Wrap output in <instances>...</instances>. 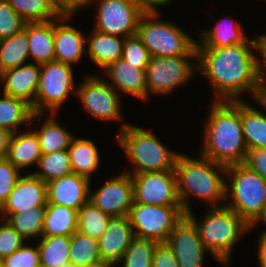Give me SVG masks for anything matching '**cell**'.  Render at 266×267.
Wrapping results in <instances>:
<instances>
[{
    "label": "cell",
    "mask_w": 266,
    "mask_h": 267,
    "mask_svg": "<svg viewBox=\"0 0 266 267\" xmlns=\"http://www.w3.org/2000/svg\"><path fill=\"white\" fill-rule=\"evenodd\" d=\"M254 99L258 102L259 105L263 106V109L266 112V84L260 83Z\"/></svg>",
    "instance_id": "obj_51"
},
{
    "label": "cell",
    "mask_w": 266,
    "mask_h": 267,
    "mask_svg": "<svg viewBox=\"0 0 266 267\" xmlns=\"http://www.w3.org/2000/svg\"><path fill=\"white\" fill-rule=\"evenodd\" d=\"M46 206L21 211L17 214H2L1 218L8 223L26 240L42 237Z\"/></svg>",
    "instance_id": "obj_34"
},
{
    "label": "cell",
    "mask_w": 266,
    "mask_h": 267,
    "mask_svg": "<svg viewBox=\"0 0 266 267\" xmlns=\"http://www.w3.org/2000/svg\"><path fill=\"white\" fill-rule=\"evenodd\" d=\"M2 260L4 267H41L38 246L23 245Z\"/></svg>",
    "instance_id": "obj_41"
},
{
    "label": "cell",
    "mask_w": 266,
    "mask_h": 267,
    "mask_svg": "<svg viewBox=\"0 0 266 267\" xmlns=\"http://www.w3.org/2000/svg\"><path fill=\"white\" fill-rule=\"evenodd\" d=\"M11 133L3 128H0V160L5 159L8 151V143Z\"/></svg>",
    "instance_id": "obj_49"
},
{
    "label": "cell",
    "mask_w": 266,
    "mask_h": 267,
    "mask_svg": "<svg viewBox=\"0 0 266 267\" xmlns=\"http://www.w3.org/2000/svg\"><path fill=\"white\" fill-rule=\"evenodd\" d=\"M179 267H203L205 248L194 222L185 214L166 241Z\"/></svg>",
    "instance_id": "obj_15"
},
{
    "label": "cell",
    "mask_w": 266,
    "mask_h": 267,
    "mask_svg": "<svg viewBox=\"0 0 266 267\" xmlns=\"http://www.w3.org/2000/svg\"><path fill=\"white\" fill-rule=\"evenodd\" d=\"M89 201L110 217L128 215L134 202L131 174L112 177L94 193L90 188Z\"/></svg>",
    "instance_id": "obj_14"
},
{
    "label": "cell",
    "mask_w": 266,
    "mask_h": 267,
    "mask_svg": "<svg viewBox=\"0 0 266 267\" xmlns=\"http://www.w3.org/2000/svg\"><path fill=\"white\" fill-rule=\"evenodd\" d=\"M69 261L74 267L103 265L98 240L79 231L70 236Z\"/></svg>",
    "instance_id": "obj_30"
},
{
    "label": "cell",
    "mask_w": 266,
    "mask_h": 267,
    "mask_svg": "<svg viewBox=\"0 0 266 267\" xmlns=\"http://www.w3.org/2000/svg\"><path fill=\"white\" fill-rule=\"evenodd\" d=\"M77 217L75 209L47 204L42 236H71L78 229Z\"/></svg>",
    "instance_id": "obj_28"
},
{
    "label": "cell",
    "mask_w": 266,
    "mask_h": 267,
    "mask_svg": "<svg viewBox=\"0 0 266 267\" xmlns=\"http://www.w3.org/2000/svg\"><path fill=\"white\" fill-rule=\"evenodd\" d=\"M101 265H93V266H84V267H99Z\"/></svg>",
    "instance_id": "obj_56"
},
{
    "label": "cell",
    "mask_w": 266,
    "mask_h": 267,
    "mask_svg": "<svg viewBox=\"0 0 266 267\" xmlns=\"http://www.w3.org/2000/svg\"><path fill=\"white\" fill-rule=\"evenodd\" d=\"M158 244L154 240L134 236L118 264L123 262L122 267H152L153 254Z\"/></svg>",
    "instance_id": "obj_38"
},
{
    "label": "cell",
    "mask_w": 266,
    "mask_h": 267,
    "mask_svg": "<svg viewBox=\"0 0 266 267\" xmlns=\"http://www.w3.org/2000/svg\"><path fill=\"white\" fill-rule=\"evenodd\" d=\"M152 267H179L174 253L166 243H159L156 246Z\"/></svg>",
    "instance_id": "obj_45"
},
{
    "label": "cell",
    "mask_w": 266,
    "mask_h": 267,
    "mask_svg": "<svg viewBox=\"0 0 266 267\" xmlns=\"http://www.w3.org/2000/svg\"><path fill=\"white\" fill-rule=\"evenodd\" d=\"M90 181L72 172L46 183L47 204L67 206L78 211L89 201Z\"/></svg>",
    "instance_id": "obj_19"
},
{
    "label": "cell",
    "mask_w": 266,
    "mask_h": 267,
    "mask_svg": "<svg viewBox=\"0 0 266 267\" xmlns=\"http://www.w3.org/2000/svg\"><path fill=\"white\" fill-rule=\"evenodd\" d=\"M41 65L21 64L0 73V82L4 83L3 93L28 103L35 113V97L39 87Z\"/></svg>",
    "instance_id": "obj_17"
},
{
    "label": "cell",
    "mask_w": 266,
    "mask_h": 267,
    "mask_svg": "<svg viewBox=\"0 0 266 267\" xmlns=\"http://www.w3.org/2000/svg\"><path fill=\"white\" fill-rule=\"evenodd\" d=\"M240 115L247 150L266 148V113L240 100Z\"/></svg>",
    "instance_id": "obj_27"
},
{
    "label": "cell",
    "mask_w": 266,
    "mask_h": 267,
    "mask_svg": "<svg viewBox=\"0 0 266 267\" xmlns=\"http://www.w3.org/2000/svg\"><path fill=\"white\" fill-rule=\"evenodd\" d=\"M159 12L143 13L137 35L151 57L197 55L194 38L169 21L157 20Z\"/></svg>",
    "instance_id": "obj_7"
},
{
    "label": "cell",
    "mask_w": 266,
    "mask_h": 267,
    "mask_svg": "<svg viewBox=\"0 0 266 267\" xmlns=\"http://www.w3.org/2000/svg\"><path fill=\"white\" fill-rule=\"evenodd\" d=\"M90 39H86L88 45V54L95 64L103 70L111 63L122 58L125 38L105 34L95 29L90 35Z\"/></svg>",
    "instance_id": "obj_24"
},
{
    "label": "cell",
    "mask_w": 266,
    "mask_h": 267,
    "mask_svg": "<svg viewBox=\"0 0 266 267\" xmlns=\"http://www.w3.org/2000/svg\"><path fill=\"white\" fill-rule=\"evenodd\" d=\"M94 0H52L55 10L62 17H71L82 7L93 3Z\"/></svg>",
    "instance_id": "obj_46"
},
{
    "label": "cell",
    "mask_w": 266,
    "mask_h": 267,
    "mask_svg": "<svg viewBox=\"0 0 266 267\" xmlns=\"http://www.w3.org/2000/svg\"><path fill=\"white\" fill-rule=\"evenodd\" d=\"M59 267H74L71 263H66V264H63Z\"/></svg>",
    "instance_id": "obj_54"
},
{
    "label": "cell",
    "mask_w": 266,
    "mask_h": 267,
    "mask_svg": "<svg viewBox=\"0 0 266 267\" xmlns=\"http://www.w3.org/2000/svg\"><path fill=\"white\" fill-rule=\"evenodd\" d=\"M134 237L128 215L111 217L107 229L98 239L101 260L104 264H118Z\"/></svg>",
    "instance_id": "obj_18"
},
{
    "label": "cell",
    "mask_w": 266,
    "mask_h": 267,
    "mask_svg": "<svg viewBox=\"0 0 266 267\" xmlns=\"http://www.w3.org/2000/svg\"><path fill=\"white\" fill-rule=\"evenodd\" d=\"M104 73L110 78L109 83L118 93L131 95L141 100L147 98V84L145 69H137L120 58L118 61L109 64Z\"/></svg>",
    "instance_id": "obj_21"
},
{
    "label": "cell",
    "mask_w": 266,
    "mask_h": 267,
    "mask_svg": "<svg viewBox=\"0 0 266 267\" xmlns=\"http://www.w3.org/2000/svg\"><path fill=\"white\" fill-rule=\"evenodd\" d=\"M14 11L27 23L49 22L61 16L52 0H7Z\"/></svg>",
    "instance_id": "obj_35"
},
{
    "label": "cell",
    "mask_w": 266,
    "mask_h": 267,
    "mask_svg": "<svg viewBox=\"0 0 266 267\" xmlns=\"http://www.w3.org/2000/svg\"><path fill=\"white\" fill-rule=\"evenodd\" d=\"M40 206H47V185L33 173L21 175L7 201L0 208L2 214H17Z\"/></svg>",
    "instance_id": "obj_16"
},
{
    "label": "cell",
    "mask_w": 266,
    "mask_h": 267,
    "mask_svg": "<svg viewBox=\"0 0 266 267\" xmlns=\"http://www.w3.org/2000/svg\"><path fill=\"white\" fill-rule=\"evenodd\" d=\"M192 213L190 211L186 215L196 225L205 248L212 253V257L227 266L234 245L242 234L250 230V226L225 205L210 207L201 222Z\"/></svg>",
    "instance_id": "obj_5"
},
{
    "label": "cell",
    "mask_w": 266,
    "mask_h": 267,
    "mask_svg": "<svg viewBox=\"0 0 266 267\" xmlns=\"http://www.w3.org/2000/svg\"><path fill=\"white\" fill-rule=\"evenodd\" d=\"M258 261L261 267H266V234L261 233L259 240H258Z\"/></svg>",
    "instance_id": "obj_50"
},
{
    "label": "cell",
    "mask_w": 266,
    "mask_h": 267,
    "mask_svg": "<svg viewBox=\"0 0 266 267\" xmlns=\"http://www.w3.org/2000/svg\"><path fill=\"white\" fill-rule=\"evenodd\" d=\"M26 239L6 220L0 225V258L3 259L25 245Z\"/></svg>",
    "instance_id": "obj_43"
},
{
    "label": "cell",
    "mask_w": 266,
    "mask_h": 267,
    "mask_svg": "<svg viewBox=\"0 0 266 267\" xmlns=\"http://www.w3.org/2000/svg\"><path fill=\"white\" fill-rule=\"evenodd\" d=\"M117 133V142L133 165L131 175L141 172L175 170L179 152L168 150L146 129L123 123Z\"/></svg>",
    "instance_id": "obj_4"
},
{
    "label": "cell",
    "mask_w": 266,
    "mask_h": 267,
    "mask_svg": "<svg viewBox=\"0 0 266 267\" xmlns=\"http://www.w3.org/2000/svg\"><path fill=\"white\" fill-rule=\"evenodd\" d=\"M73 68L57 61L41 65L39 87L35 97V113H56L71 94L76 93Z\"/></svg>",
    "instance_id": "obj_9"
},
{
    "label": "cell",
    "mask_w": 266,
    "mask_h": 267,
    "mask_svg": "<svg viewBox=\"0 0 266 267\" xmlns=\"http://www.w3.org/2000/svg\"><path fill=\"white\" fill-rule=\"evenodd\" d=\"M98 3L93 29L123 38L137 34L144 13L137 0H99Z\"/></svg>",
    "instance_id": "obj_12"
},
{
    "label": "cell",
    "mask_w": 266,
    "mask_h": 267,
    "mask_svg": "<svg viewBox=\"0 0 266 267\" xmlns=\"http://www.w3.org/2000/svg\"><path fill=\"white\" fill-rule=\"evenodd\" d=\"M141 10L144 13L159 12V7H163L171 3L172 0H137ZM157 7V8H156Z\"/></svg>",
    "instance_id": "obj_48"
},
{
    "label": "cell",
    "mask_w": 266,
    "mask_h": 267,
    "mask_svg": "<svg viewBox=\"0 0 266 267\" xmlns=\"http://www.w3.org/2000/svg\"><path fill=\"white\" fill-rule=\"evenodd\" d=\"M0 267H4L3 260L0 258Z\"/></svg>",
    "instance_id": "obj_55"
},
{
    "label": "cell",
    "mask_w": 266,
    "mask_h": 267,
    "mask_svg": "<svg viewBox=\"0 0 266 267\" xmlns=\"http://www.w3.org/2000/svg\"><path fill=\"white\" fill-rule=\"evenodd\" d=\"M27 34L24 30L0 40V73L27 63L29 60Z\"/></svg>",
    "instance_id": "obj_33"
},
{
    "label": "cell",
    "mask_w": 266,
    "mask_h": 267,
    "mask_svg": "<svg viewBox=\"0 0 266 267\" xmlns=\"http://www.w3.org/2000/svg\"><path fill=\"white\" fill-rule=\"evenodd\" d=\"M256 50H258V52L261 54L260 56L263 58L262 62L260 61L261 59H258L259 81L262 84H266V74L264 72V69L266 67V34H264V35L262 34V35L258 36L257 49Z\"/></svg>",
    "instance_id": "obj_47"
},
{
    "label": "cell",
    "mask_w": 266,
    "mask_h": 267,
    "mask_svg": "<svg viewBox=\"0 0 266 267\" xmlns=\"http://www.w3.org/2000/svg\"><path fill=\"white\" fill-rule=\"evenodd\" d=\"M243 164L266 181V148L247 150Z\"/></svg>",
    "instance_id": "obj_44"
},
{
    "label": "cell",
    "mask_w": 266,
    "mask_h": 267,
    "mask_svg": "<svg viewBox=\"0 0 266 267\" xmlns=\"http://www.w3.org/2000/svg\"><path fill=\"white\" fill-rule=\"evenodd\" d=\"M232 21L230 23L228 21L229 24L217 23L209 30L202 31V43H196V48H225L234 44L247 43L249 39L244 35L242 25Z\"/></svg>",
    "instance_id": "obj_29"
},
{
    "label": "cell",
    "mask_w": 266,
    "mask_h": 267,
    "mask_svg": "<svg viewBox=\"0 0 266 267\" xmlns=\"http://www.w3.org/2000/svg\"><path fill=\"white\" fill-rule=\"evenodd\" d=\"M37 246L41 267H59L70 263V236H42Z\"/></svg>",
    "instance_id": "obj_32"
},
{
    "label": "cell",
    "mask_w": 266,
    "mask_h": 267,
    "mask_svg": "<svg viewBox=\"0 0 266 267\" xmlns=\"http://www.w3.org/2000/svg\"><path fill=\"white\" fill-rule=\"evenodd\" d=\"M114 266H116V265L115 264H103L99 267H114Z\"/></svg>",
    "instance_id": "obj_53"
},
{
    "label": "cell",
    "mask_w": 266,
    "mask_h": 267,
    "mask_svg": "<svg viewBox=\"0 0 266 267\" xmlns=\"http://www.w3.org/2000/svg\"><path fill=\"white\" fill-rule=\"evenodd\" d=\"M6 158L0 160V208L7 201L21 174Z\"/></svg>",
    "instance_id": "obj_42"
},
{
    "label": "cell",
    "mask_w": 266,
    "mask_h": 267,
    "mask_svg": "<svg viewBox=\"0 0 266 267\" xmlns=\"http://www.w3.org/2000/svg\"><path fill=\"white\" fill-rule=\"evenodd\" d=\"M23 30L27 34L29 57L34 63L42 65L54 61V20L26 23Z\"/></svg>",
    "instance_id": "obj_22"
},
{
    "label": "cell",
    "mask_w": 266,
    "mask_h": 267,
    "mask_svg": "<svg viewBox=\"0 0 266 267\" xmlns=\"http://www.w3.org/2000/svg\"><path fill=\"white\" fill-rule=\"evenodd\" d=\"M206 121L201 155L226 167L244 163L247 146L243 137L240 101H213Z\"/></svg>",
    "instance_id": "obj_2"
},
{
    "label": "cell",
    "mask_w": 266,
    "mask_h": 267,
    "mask_svg": "<svg viewBox=\"0 0 266 267\" xmlns=\"http://www.w3.org/2000/svg\"><path fill=\"white\" fill-rule=\"evenodd\" d=\"M71 17H60L54 20V61L71 65L80 61L85 49L86 38L77 28L66 24Z\"/></svg>",
    "instance_id": "obj_20"
},
{
    "label": "cell",
    "mask_w": 266,
    "mask_h": 267,
    "mask_svg": "<svg viewBox=\"0 0 266 267\" xmlns=\"http://www.w3.org/2000/svg\"><path fill=\"white\" fill-rule=\"evenodd\" d=\"M57 113H51L44 124L40 126L39 130H36L40 142V148L42 154H50L59 150H65L70 147L71 141L74 136L66 131L64 127L59 125L53 117Z\"/></svg>",
    "instance_id": "obj_31"
},
{
    "label": "cell",
    "mask_w": 266,
    "mask_h": 267,
    "mask_svg": "<svg viewBox=\"0 0 266 267\" xmlns=\"http://www.w3.org/2000/svg\"><path fill=\"white\" fill-rule=\"evenodd\" d=\"M260 221H263L265 224H266V205L265 207L263 208V210L261 211L260 215L257 217V219L250 225V230L252 228H255L256 225L258 223H260ZM262 233L266 234V230L263 231Z\"/></svg>",
    "instance_id": "obj_52"
},
{
    "label": "cell",
    "mask_w": 266,
    "mask_h": 267,
    "mask_svg": "<svg viewBox=\"0 0 266 267\" xmlns=\"http://www.w3.org/2000/svg\"><path fill=\"white\" fill-rule=\"evenodd\" d=\"M225 206L235 211L249 226L257 219L266 205V181L243 163L228 166Z\"/></svg>",
    "instance_id": "obj_6"
},
{
    "label": "cell",
    "mask_w": 266,
    "mask_h": 267,
    "mask_svg": "<svg viewBox=\"0 0 266 267\" xmlns=\"http://www.w3.org/2000/svg\"><path fill=\"white\" fill-rule=\"evenodd\" d=\"M72 172L91 179L94 172L98 171L100 156L94 142L88 139L74 137L68 148Z\"/></svg>",
    "instance_id": "obj_26"
},
{
    "label": "cell",
    "mask_w": 266,
    "mask_h": 267,
    "mask_svg": "<svg viewBox=\"0 0 266 267\" xmlns=\"http://www.w3.org/2000/svg\"><path fill=\"white\" fill-rule=\"evenodd\" d=\"M30 131V132H29ZM11 133L6 159L16 168L22 170L32 164H38L42 156L40 142L34 131Z\"/></svg>",
    "instance_id": "obj_23"
},
{
    "label": "cell",
    "mask_w": 266,
    "mask_h": 267,
    "mask_svg": "<svg viewBox=\"0 0 266 267\" xmlns=\"http://www.w3.org/2000/svg\"><path fill=\"white\" fill-rule=\"evenodd\" d=\"M192 58L197 61V55H182L173 57H151L145 69L147 84V99L149 93L166 95L173 89L187 83L194 75Z\"/></svg>",
    "instance_id": "obj_10"
},
{
    "label": "cell",
    "mask_w": 266,
    "mask_h": 267,
    "mask_svg": "<svg viewBox=\"0 0 266 267\" xmlns=\"http://www.w3.org/2000/svg\"><path fill=\"white\" fill-rule=\"evenodd\" d=\"M133 203L181 206L177 193L175 170L141 172L131 175Z\"/></svg>",
    "instance_id": "obj_11"
},
{
    "label": "cell",
    "mask_w": 266,
    "mask_h": 267,
    "mask_svg": "<svg viewBox=\"0 0 266 267\" xmlns=\"http://www.w3.org/2000/svg\"><path fill=\"white\" fill-rule=\"evenodd\" d=\"M2 96L0 98V128L10 133L17 132L18 128L24 124L32 125L35 118L38 117L40 120L43 115V113H34L32 107L21 99L4 93Z\"/></svg>",
    "instance_id": "obj_25"
},
{
    "label": "cell",
    "mask_w": 266,
    "mask_h": 267,
    "mask_svg": "<svg viewBox=\"0 0 266 267\" xmlns=\"http://www.w3.org/2000/svg\"><path fill=\"white\" fill-rule=\"evenodd\" d=\"M77 97L93 117L101 120H120L122 117L119 93L107 82L95 76L85 77L77 86Z\"/></svg>",
    "instance_id": "obj_13"
},
{
    "label": "cell",
    "mask_w": 266,
    "mask_h": 267,
    "mask_svg": "<svg viewBox=\"0 0 266 267\" xmlns=\"http://www.w3.org/2000/svg\"><path fill=\"white\" fill-rule=\"evenodd\" d=\"M37 166L42 171L40 172L38 170L33 174L45 183L72 173L68 149L59 150L50 154H42Z\"/></svg>",
    "instance_id": "obj_36"
},
{
    "label": "cell",
    "mask_w": 266,
    "mask_h": 267,
    "mask_svg": "<svg viewBox=\"0 0 266 267\" xmlns=\"http://www.w3.org/2000/svg\"><path fill=\"white\" fill-rule=\"evenodd\" d=\"M252 48L257 49L256 38L225 48H196V68L214 87V101H240V96L246 91L255 96L260 86L259 57Z\"/></svg>",
    "instance_id": "obj_1"
},
{
    "label": "cell",
    "mask_w": 266,
    "mask_h": 267,
    "mask_svg": "<svg viewBox=\"0 0 266 267\" xmlns=\"http://www.w3.org/2000/svg\"><path fill=\"white\" fill-rule=\"evenodd\" d=\"M184 215L182 206L133 203L128 217L134 236L166 243L169 234Z\"/></svg>",
    "instance_id": "obj_8"
},
{
    "label": "cell",
    "mask_w": 266,
    "mask_h": 267,
    "mask_svg": "<svg viewBox=\"0 0 266 267\" xmlns=\"http://www.w3.org/2000/svg\"><path fill=\"white\" fill-rule=\"evenodd\" d=\"M226 168L202 155L196 160L179 153L175 165L177 193L185 214L192 210L190 195L207 202L210 207H219L220 202L229 200L226 198L227 182L220 174H226Z\"/></svg>",
    "instance_id": "obj_3"
},
{
    "label": "cell",
    "mask_w": 266,
    "mask_h": 267,
    "mask_svg": "<svg viewBox=\"0 0 266 267\" xmlns=\"http://www.w3.org/2000/svg\"><path fill=\"white\" fill-rule=\"evenodd\" d=\"M122 59L137 69H146L151 55L137 34L125 38Z\"/></svg>",
    "instance_id": "obj_39"
},
{
    "label": "cell",
    "mask_w": 266,
    "mask_h": 267,
    "mask_svg": "<svg viewBox=\"0 0 266 267\" xmlns=\"http://www.w3.org/2000/svg\"><path fill=\"white\" fill-rule=\"evenodd\" d=\"M26 23L9 5L7 0H0V40L20 33Z\"/></svg>",
    "instance_id": "obj_40"
},
{
    "label": "cell",
    "mask_w": 266,
    "mask_h": 267,
    "mask_svg": "<svg viewBox=\"0 0 266 267\" xmlns=\"http://www.w3.org/2000/svg\"><path fill=\"white\" fill-rule=\"evenodd\" d=\"M77 218V231L98 240L107 229L111 217L88 201L78 210Z\"/></svg>",
    "instance_id": "obj_37"
}]
</instances>
